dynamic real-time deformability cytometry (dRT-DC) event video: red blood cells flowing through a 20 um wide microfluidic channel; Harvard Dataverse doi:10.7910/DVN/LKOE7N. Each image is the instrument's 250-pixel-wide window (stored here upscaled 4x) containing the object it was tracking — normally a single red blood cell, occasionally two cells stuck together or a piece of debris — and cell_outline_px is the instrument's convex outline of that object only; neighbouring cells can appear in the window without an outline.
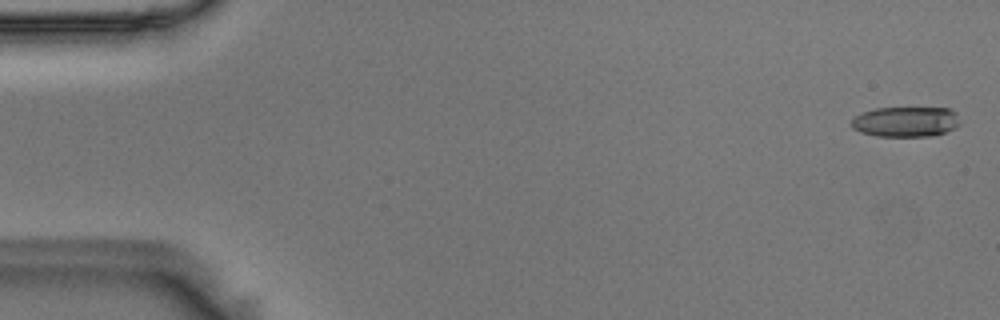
{"species": "Egyptian fruit bat (a non-hibernating species)", "species_latin": "Rousettus aegyptiacus", "temperature_condition": "room temperature", "stored_images_in_passage": 55, "camera_frame_rate_fps": 3000, "um_per_image_px": 0.085, "animal": {"sex": "male"}, "frame": {"image": 1, "passage_image": 1, "time_ms": 0.0, "image_size_px": [1000, 320], "cell_outline_px": [[960, 124], [956, 128], [944, 132], [928, 136], [876, 136], [860, 132], [852, 128], [852, 120], [856, 116], [864, 112], [876, 108], [948, 108], [956, 112]], "centroid_in_image_um": [77.0, 10.35], "position_along_channel_um": 8.0, "area_um2": 19.02}}
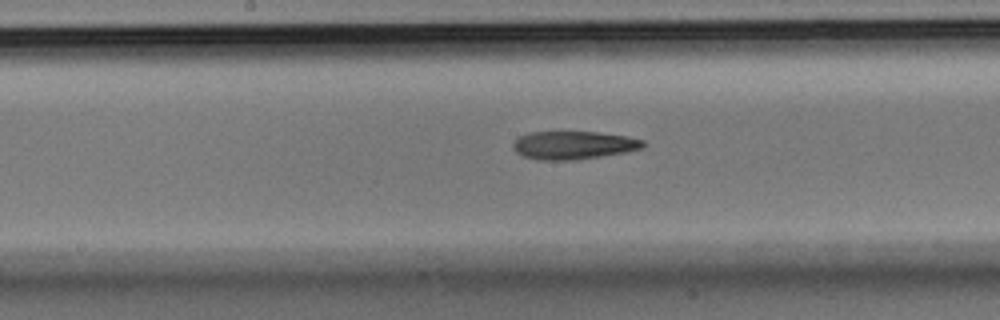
{"frame": {"image": 2, "passage_image": 28, "time_ms": 9.0, "image_size_px": [1000, 320], "cell_outline_px": [[644, 144], [640, 148], [628, 152], [576, 160], [536, 160], [524, 156], [516, 152], [512, 148], [512, 144], [520, 136], [528, 132], [596, 132], [628, 136], [644, 140]], "centroid_in_image_um": [48.73, 12.34], "position_along_channel_um": 199.5, "area_um2": 21.39}}
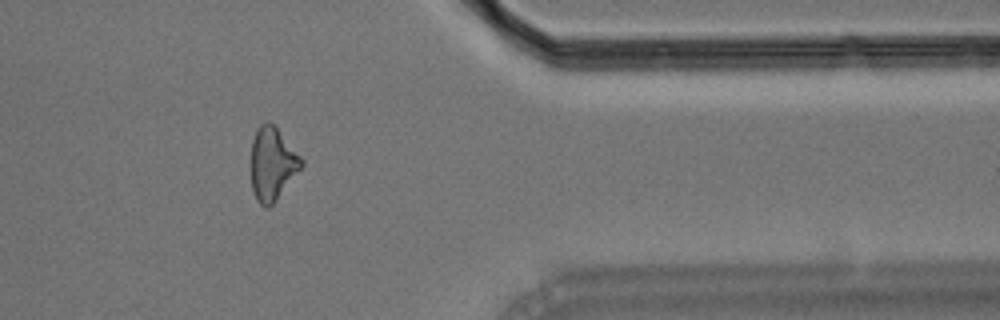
{"frame": {"image": 3, "passage_image": 45, "time_ms": 14.667, "image_size_px": [1000, 320], "cell_outline_px": [[304, 164], [276, 200], [268, 208], [264, 208], [256, 200], [252, 192], [252, 140], [256, 128], [260, 124], [268, 120], [276, 124], [304, 160]], "centroid_in_image_um": [23.16, 13.87], "position_along_channel_um": 388.2, "area_um2": 21.73}}